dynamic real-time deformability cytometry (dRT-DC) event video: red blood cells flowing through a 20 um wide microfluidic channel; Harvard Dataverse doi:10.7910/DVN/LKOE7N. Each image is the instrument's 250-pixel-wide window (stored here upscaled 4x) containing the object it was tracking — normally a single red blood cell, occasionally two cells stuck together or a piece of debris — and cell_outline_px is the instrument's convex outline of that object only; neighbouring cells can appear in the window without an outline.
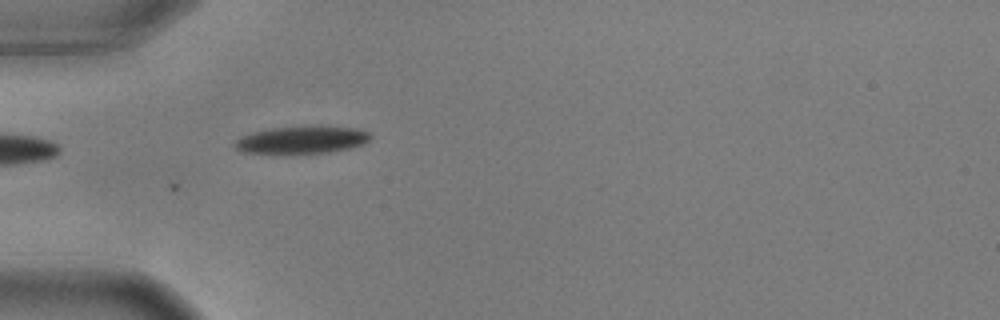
{"species": "common noctule bat (a hibernating species)", "species_latin": "Nyctalus noctula", "temperature_condition": "warm", "stored_images_in_passage": 23, "camera_frame_rate_fps": 3000, "um_per_image_px": 0.085, "animal": {"sex": "male", "body_mass_g": 17.9, "forearm_length_mm": 54.2}, "frame": {"image": 1, "passage_image": 1, "time_ms": 0.0, "image_size_px": [1000, 320], "cell_outline_px": [[372, 136], [364, 144], [352, 148], [328, 152], [240, 152], [232, 144], [240, 136], [252, 132], [272, 128], [304, 124], [356, 128], [368, 132]], "centroid_in_image_um": [25.68, 11.84], "position_along_channel_um": 59.3, "area_um2": 21.85}}
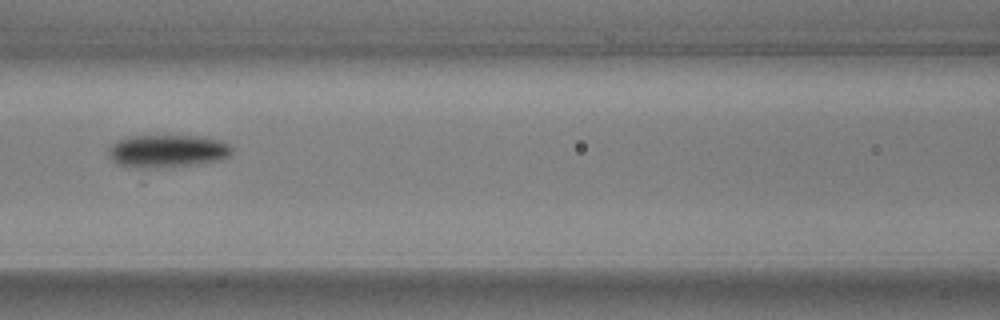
{"frame": {"image": 2, "passage_image": 9, "time_ms": 2.667, "image_size_px": [1000, 320], "cell_outline_px": [[232, 152], [228, 156], [220, 160], [196, 164], [140, 168], [116, 164], [108, 156], [108, 148], [116, 140], [128, 136], [200, 136], [224, 140], [232, 148]], "centroid_in_image_um": [14.21, 12.82], "position_along_channel_um": 152.4, "area_um2": 23.58}}
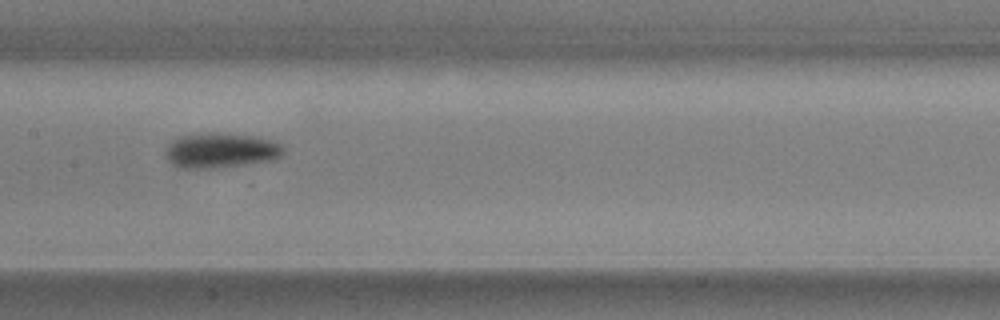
{"frame": {"image": 3, "passage_image": 12, "time_ms": 3.667, "image_size_px": [1000, 320], "cell_outline_px": [[284, 152], [276, 160], [216, 168], [180, 168], [172, 164], [164, 156], [164, 148], [176, 136], [208, 132], [224, 132], [260, 136], [276, 140], [284, 148]], "centroid_in_image_um": [18.77, 12.76], "position_along_channel_um": 188.6, "area_um2": 24.97}}